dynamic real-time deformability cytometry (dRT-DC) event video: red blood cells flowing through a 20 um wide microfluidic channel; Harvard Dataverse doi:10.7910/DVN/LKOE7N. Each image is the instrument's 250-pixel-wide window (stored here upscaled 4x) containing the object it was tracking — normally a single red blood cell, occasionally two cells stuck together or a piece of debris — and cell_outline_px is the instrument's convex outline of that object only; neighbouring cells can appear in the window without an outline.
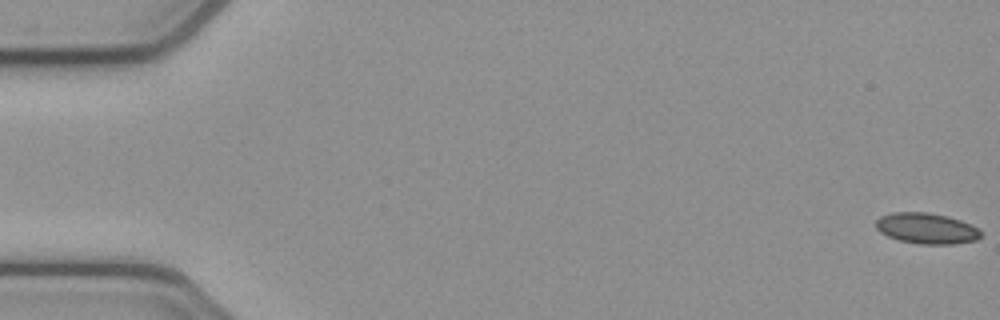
{"species": "common noctule bat (a hibernating species)", "species_latin": "Nyctalus noctula", "temperature_condition": "cold", "stored_images_in_passage": 54, "camera_frame_rate_fps": 3000, "um_per_image_px": 0.085, "animal": {"sex": "female", "body_mass_g": 21.9}, "frame": {"image": 1, "passage_image": 1, "time_ms": 0.0, "image_size_px": [1000, 320], "cell_outline_px": [[980, 236], [976, 240], [952, 244], [920, 244], [900, 240], [888, 236], [880, 232], [876, 228], [876, 220], [880, 216], [892, 212], [928, 212], [948, 216], [960, 220], [976, 228], [980, 232]], "centroid_in_image_um": [78.71, 19.4], "position_along_channel_um": 6.3, "area_um2": 18.67}}
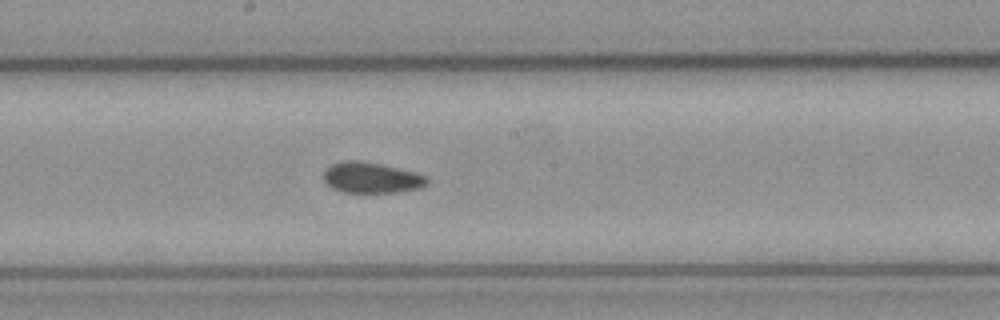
{"frame": {"image": 2, "passage_image": 29, "time_ms": 9.333, "image_size_px": [1000, 320], "cell_outline_px": [[428, 180], [420, 188], [396, 192], [344, 192], [332, 188], [324, 180], [324, 168], [332, 164], [344, 160], [360, 160], [384, 164], [416, 172], [428, 176]], "centroid_in_image_um": [31.56, 15.08], "position_along_channel_um": 216.6, "area_um2": 18.67}}
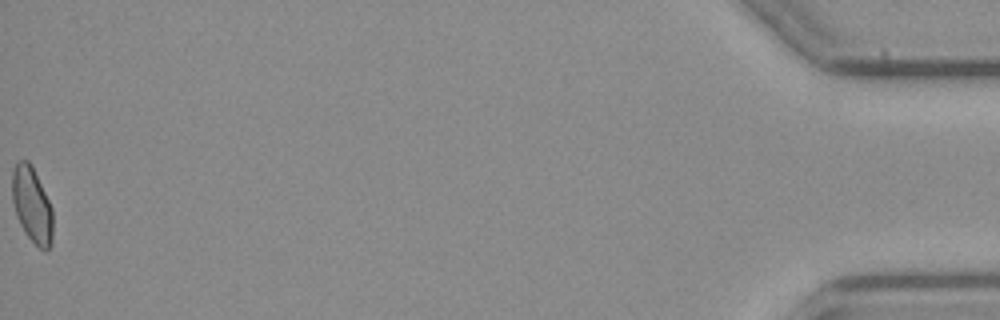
{"frame": {"image": 3, "passage_image": 54, "time_ms": 17.667, "image_size_px": [1000, 320], "cell_outline_px": [[52, 244], [48, 252], [44, 252], [24, 232], [16, 216], [12, 200], [12, 168], [16, 160], [28, 160], [32, 164], [52, 208]], "centroid_in_image_um": [2.71, 17.4], "position_along_channel_um": 432.5, "area_um2": 18.21}, "authors_computed_cell_mechanics": {"area_um2": 18.5249, "velocity_mm_per_s": 3.8741, "shape_relaxation_time_tau1_ms": null, "shape_relaxation_time_tau2_ms": 8.4269, "deformation_change_tau1": null, "deformation_change_tau2": 0.1203}}